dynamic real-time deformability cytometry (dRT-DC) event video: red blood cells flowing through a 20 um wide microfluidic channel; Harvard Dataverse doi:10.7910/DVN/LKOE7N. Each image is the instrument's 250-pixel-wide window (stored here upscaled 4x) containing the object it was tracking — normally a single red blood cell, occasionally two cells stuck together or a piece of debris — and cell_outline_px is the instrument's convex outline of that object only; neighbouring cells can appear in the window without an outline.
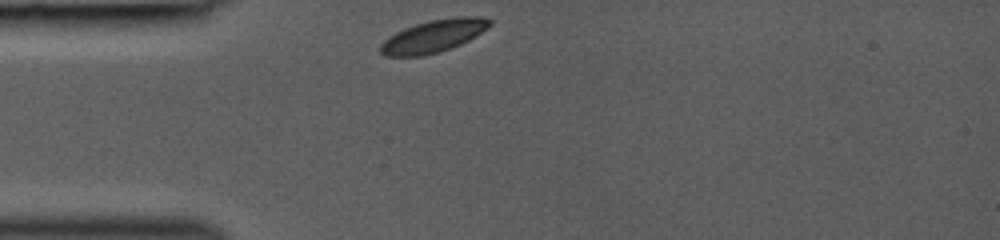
{"species": "common noctule bat (a hibernating species)", "species_latin": "Nyctalus noctula", "temperature_condition": "room temperature", "stored_images_in_passage": 28, "camera_frame_rate_fps": 3000, "um_per_image_px": 0.085, "animal": {"sex": "female", "body_mass_g": 19.0, "forearm_length_mm": 53.3}, "frame": {"image": 1, "passage_image": 1, "time_ms": 0.0, "image_size_px": [1000, 240], "cell_outline_px": [[492, 24], [488, 28], [476, 36], [460, 44], [440, 52], [420, 56], [384, 56], [380, 52], [380, 44], [388, 36], [404, 28], [416, 24], [432, 20], [460, 16], [480, 16], [492, 20]], "centroid_in_image_um": [36.86, 3.06], "position_along_channel_um": 48.1, "area_um2": 20.69}}
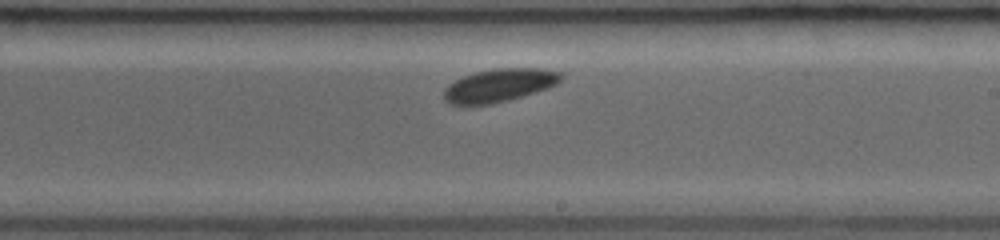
{"frame": {"image": 2, "passage_image": 16, "time_ms": 5.0, "image_size_px": [1000, 240], "cell_outline_px": [[564, 76], [556, 84], [536, 92], [508, 100], [492, 104], [468, 108], [448, 104], [444, 100], [444, 88], [448, 84], [464, 76], [476, 72], [492, 68], [540, 68], [560, 72]], "centroid_in_image_um": [42.36, 7.29], "position_along_channel_um": 246.6, "area_um2": 23.12}}
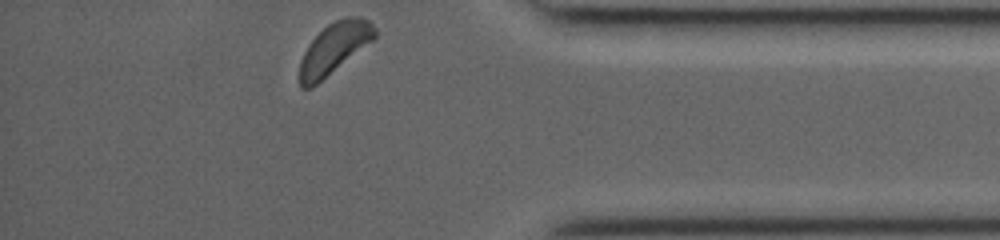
{"frame": {"image": 3, "passage_image": 28, "time_ms": 9.0, "image_size_px": [1000, 240], "cell_outline_px": [[376, 36], [372, 40], [312, 88], [300, 88], [300, 60], [308, 44], [328, 24], [336, 20], [348, 16], [360, 16], [368, 20], [376, 28]], "centroid_in_image_um": [28.39, 4.1], "position_along_channel_um": 406.8, "area_um2": 21.91}}